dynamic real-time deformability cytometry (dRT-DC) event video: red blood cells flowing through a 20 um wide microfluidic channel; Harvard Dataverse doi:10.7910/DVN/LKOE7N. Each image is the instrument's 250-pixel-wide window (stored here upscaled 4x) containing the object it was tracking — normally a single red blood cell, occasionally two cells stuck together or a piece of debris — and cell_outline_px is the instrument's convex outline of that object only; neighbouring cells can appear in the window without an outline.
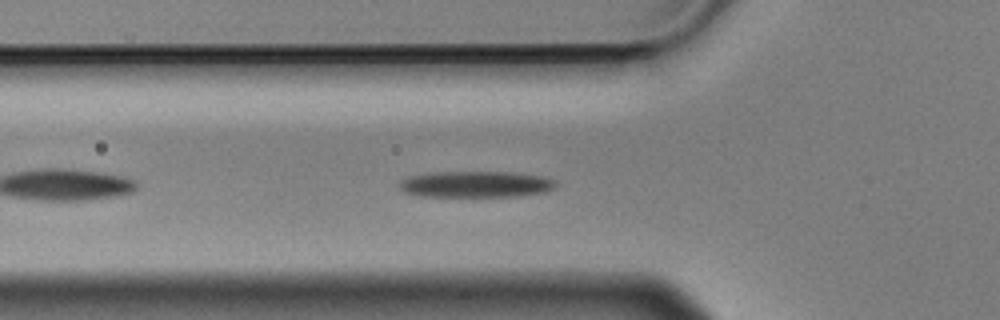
{"species": "Egyptian fruit bat (a non-hibernating species)", "species_latin": "Rousettus aegyptiacus", "temperature_condition": "cold", "stored_images_in_passage": 43, "camera_frame_rate_fps": 3000, "um_per_image_px": 0.085, "animal": {"sex": "male"}, "frame": {"image": 1, "passage_image": 5, "time_ms": 1.333, "image_size_px": [1000, 320], "cell_outline_px": [[556, 188], [548, 192], [520, 196], [420, 196], [404, 192], [400, 188], [400, 180], [408, 176], [432, 172], [512, 172], [544, 176], [556, 180]], "centroid_in_image_um": [40.5, 15.66], "position_along_channel_um": 85.3, "area_um2": 24.22}}
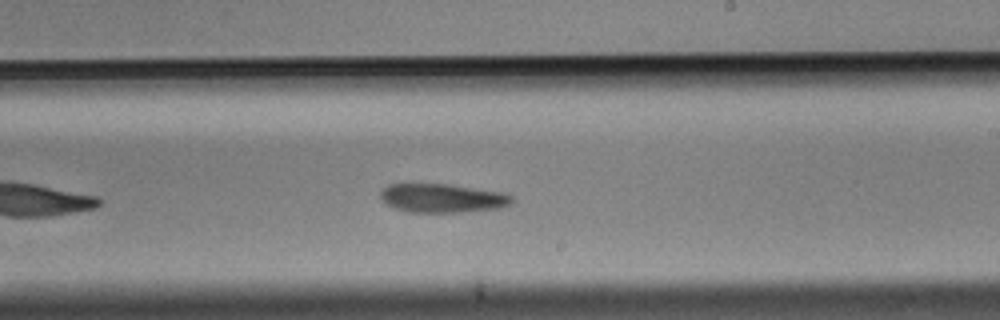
{"frame": {"image": 2, "passage_image": 19, "time_ms": 6.0, "image_size_px": [1000, 320], "cell_outline_px": [[512, 204], [504, 208], [464, 212], [408, 212], [396, 208], [380, 200], [380, 192], [388, 184], [448, 184], [504, 192], [512, 196]], "centroid_in_image_um": [37.64, 16.84], "position_along_channel_um": 251.4, "area_um2": 22.25}}
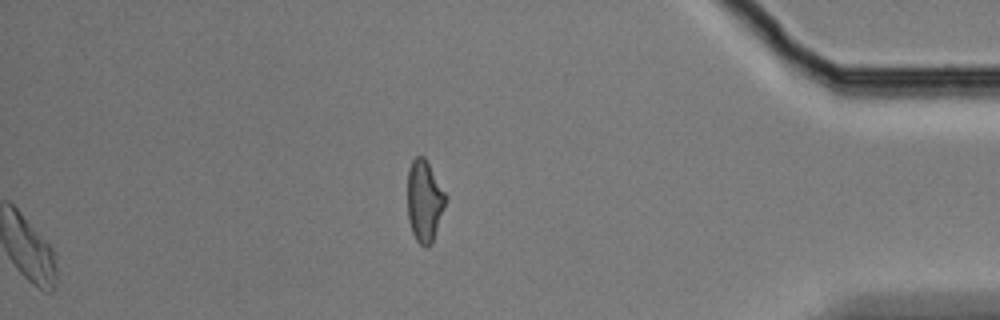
{"frame": {"image": 3, "passage_image": 43, "time_ms": 14.0, "image_size_px": [1000, 320], "cell_outline_px": [[444, 208], [432, 244], [428, 248], [424, 248], [416, 240], [412, 232], [408, 220], [408, 168], [412, 160], [416, 156], [424, 156], [444, 192]], "centroid_in_image_um": [36.04, 17.12], "position_along_channel_um": 399.2, "area_um2": 17.86}, "authors_computed_cell_mechanics": {"area_um2": 22.4264, "velocity_mm_per_s": 3.5627, "shape_relaxation_time_tau1_ms": 6.3418, "shape_relaxation_time_tau2_ms": null, "deformation_change_tau1": 0.162, "deformation_change_tau2": null}}